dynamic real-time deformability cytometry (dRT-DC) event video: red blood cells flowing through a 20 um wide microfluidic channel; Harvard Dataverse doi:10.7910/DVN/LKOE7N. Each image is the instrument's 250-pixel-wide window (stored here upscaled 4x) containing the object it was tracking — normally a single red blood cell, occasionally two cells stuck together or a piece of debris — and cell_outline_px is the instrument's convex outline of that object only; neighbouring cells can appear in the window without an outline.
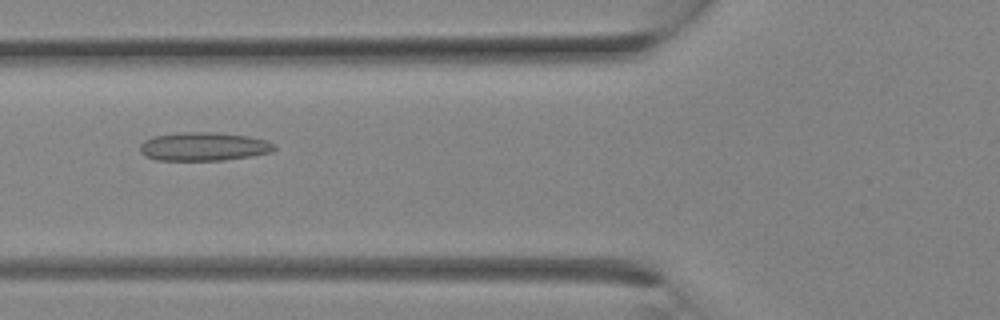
{"species": "Egyptian fruit bat (a non-hibernating species)", "species_latin": "Rousettus aegyptiacus", "temperature_condition": "room temperature", "stored_images_in_passage": 7, "camera_frame_rate_fps": 3000, "um_per_image_px": 0.085, "animal": {"sex": "female"}, "frame": {"image": 1, "passage_image": 4, "time_ms": 1.0, "image_size_px": [1000, 320], "cell_outline_px": [[276, 148], [272, 152], [252, 156], [224, 160], [156, 160], [144, 156], [140, 152], [140, 144], [144, 140], [152, 136], [180, 132], [212, 132], [248, 136], [264, 140], [276, 144]], "centroid_in_image_um": [17.29, 12.46], "position_along_channel_um": 108.5, "area_um2": 22.48}}
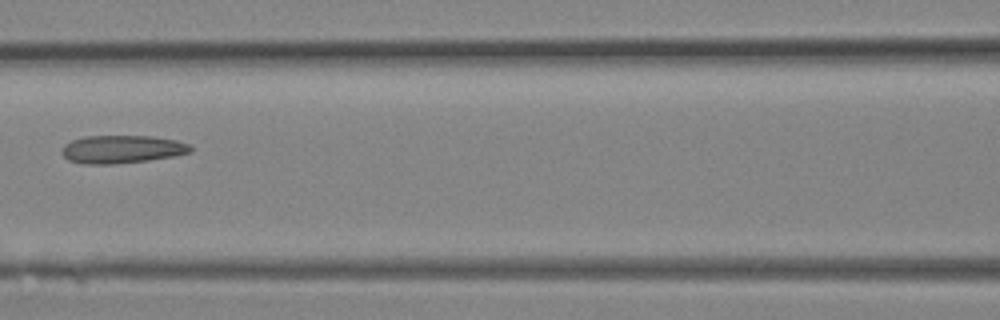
{"frame": {"image": 2, "passage_image": 6, "time_ms": 1.667, "image_size_px": [1000, 320], "cell_outline_px": [[192, 152], [176, 156], [148, 160], [116, 164], [84, 164], [68, 160], [60, 152], [64, 144], [72, 140], [84, 136], [152, 136], [176, 140], [192, 144]], "centroid_in_image_um": [10.38, 12.69], "position_along_channel_um": 156.2, "area_um2": 21.27}}